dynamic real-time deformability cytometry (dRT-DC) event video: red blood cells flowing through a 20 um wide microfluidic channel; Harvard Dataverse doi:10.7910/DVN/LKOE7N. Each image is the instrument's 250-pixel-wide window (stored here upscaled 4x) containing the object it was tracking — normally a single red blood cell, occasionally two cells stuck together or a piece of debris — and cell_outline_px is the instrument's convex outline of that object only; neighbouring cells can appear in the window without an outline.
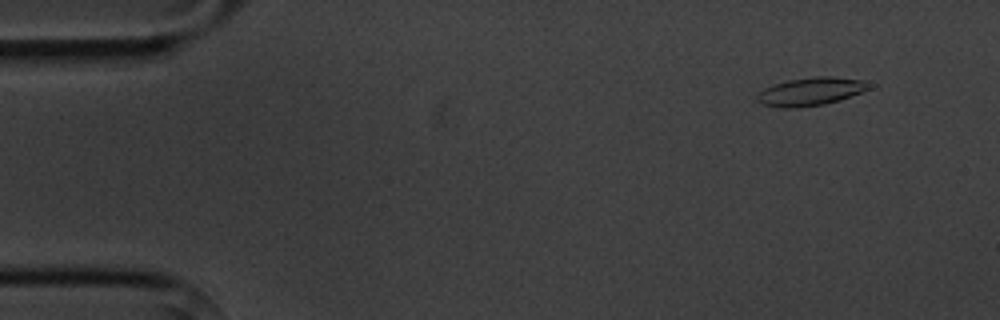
{"species": "common noctule bat (a hibernating species)", "species_latin": "Nyctalus noctula", "temperature_condition": "cold", "stored_images_in_passage": 5, "camera_frame_rate_fps": 3000, "um_per_image_px": 0.085, "animal": {"sex": "male", "body_mass_g": 20.1, "forearm_length_mm": 53.5}, "frame": {"image": 1, "passage_image": 2, "time_ms": 1.0, "image_size_px": [1000, 320], "cell_outline_px": [[880, 84], [872, 88], [840, 100], [824, 104], [796, 108], [780, 108], [764, 104], [756, 100], [756, 96], [764, 88], [772, 84], [788, 80], [816, 76], [832, 76], [864, 80]], "centroid_in_image_um": [69.0, 7.76], "position_along_channel_um": 16.0, "area_um2": 18.73}}